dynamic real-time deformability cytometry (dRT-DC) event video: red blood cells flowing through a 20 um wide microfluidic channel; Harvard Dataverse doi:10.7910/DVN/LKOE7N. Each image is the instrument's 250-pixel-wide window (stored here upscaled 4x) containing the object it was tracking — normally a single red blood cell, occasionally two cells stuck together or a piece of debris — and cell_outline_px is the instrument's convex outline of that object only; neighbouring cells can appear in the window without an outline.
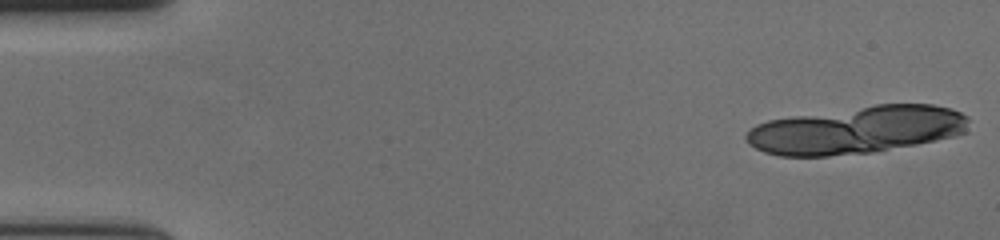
{"species": "human", "species_latin": "Homo sapiens", "temperature_condition": "cold", "stored_images_in_passage": 19, "camera_frame_rate_fps": 3000, "um_per_image_px": 0.085, "donor": {"sex": "female"}, "frame": {"image": 1, "passage_image": 1, "time_ms": 0.0, "image_size_px": [1000, 240], "cell_outline_px": [[968, 132], [956, 136], [916, 144], [868, 152], [828, 156], [780, 156], [764, 152], [748, 144], [744, 136], [756, 124], [768, 120], [792, 116], [876, 104], [932, 104], [952, 108], [968, 116]], "centroid_in_image_um": [72.84, 11.04], "position_along_channel_um": 12.2, "area_um2": 61.56}}
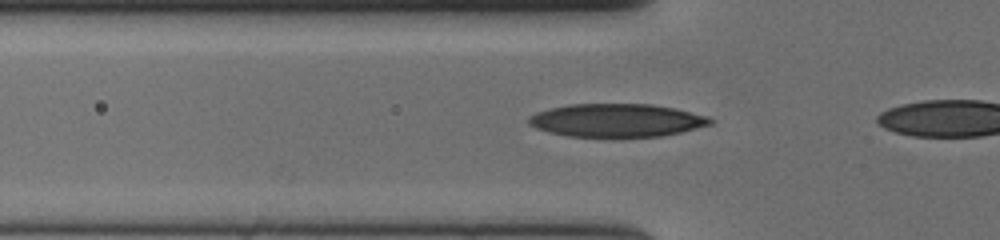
{"frame": {"image": 2, "passage_image": 16, "time_ms": 5.0, "image_size_px": [1000, 240], "cell_outline_px": [[712, 124], [680, 132], [660, 136], [620, 140], [568, 136], [548, 132], [536, 128], [528, 124], [528, 116], [536, 112], [548, 108], [568, 104], [652, 104], [672, 108], [708, 116], [712, 120]], "centroid_in_image_um": [52.36, 10.27], "position_along_channel_um": 73.4, "area_um2": 36.18}}